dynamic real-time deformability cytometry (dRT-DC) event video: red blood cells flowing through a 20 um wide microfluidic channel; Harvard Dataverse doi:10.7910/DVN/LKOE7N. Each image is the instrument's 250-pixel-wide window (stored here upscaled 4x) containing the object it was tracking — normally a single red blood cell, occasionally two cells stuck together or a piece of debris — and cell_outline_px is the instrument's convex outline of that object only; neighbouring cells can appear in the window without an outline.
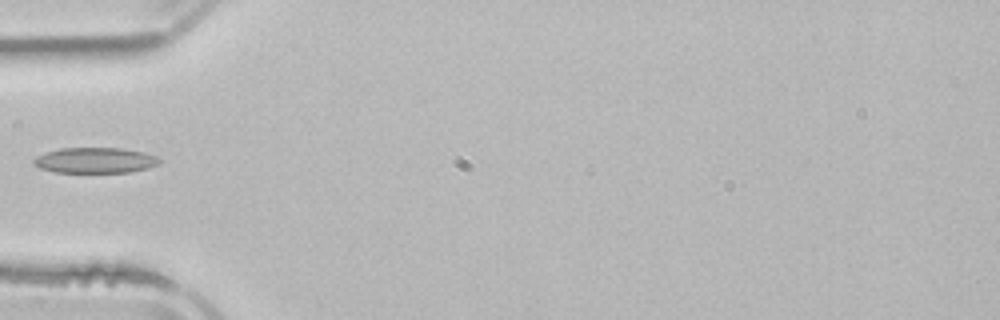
{"species": "common noctule bat (a hibernating species)", "species_latin": "Nyctalus noctula", "temperature_condition": "room temperature", "stored_images_in_passage": 5, "camera_frame_rate_fps": 3000, "um_per_image_px": 0.085, "animal": {"sex": "male", "body_mass_g": 21.5, "forearm_length_mm": 52.0}, "frame": {"image": 1, "passage_image": 5, "time_ms": 5.0, "image_size_px": [1000, 320], "cell_outline_px": [[160, 164], [148, 168], [128, 172], [56, 172], [40, 168], [32, 164], [32, 160], [36, 156], [60, 148], [124, 148], [144, 152], [156, 156], [160, 160]], "centroid_in_image_um": [8.09, 13.62], "position_along_channel_um": 76.9, "area_um2": 18.73}}